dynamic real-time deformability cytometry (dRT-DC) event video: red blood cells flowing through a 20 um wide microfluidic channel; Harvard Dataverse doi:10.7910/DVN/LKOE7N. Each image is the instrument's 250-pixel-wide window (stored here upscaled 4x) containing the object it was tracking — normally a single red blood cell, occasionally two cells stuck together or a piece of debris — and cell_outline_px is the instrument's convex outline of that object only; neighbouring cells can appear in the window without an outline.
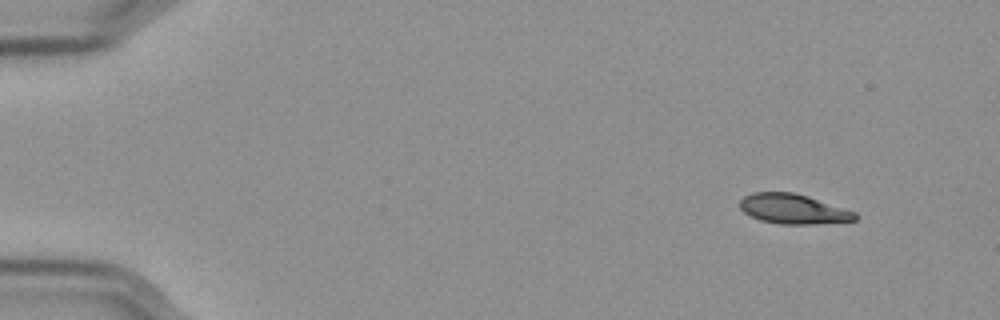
{"species": "Egyptian fruit bat (a non-hibernating species)", "species_latin": "Rousettus aegyptiacus", "temperature_condition": "cold", "stored_images_in_passage": 53, "camera_frame_rate_fps": 3000, "um_per_image_px": 0.085, "frame": {"image": 1, "passage_image": 1, "time_ms": 0.0, "image_size_px": [1000, 320], "cell_outline_px": [[860, 216], [856, 220], [812, 224], [780, 224], [760, 220], [744, 212], [740, 208], [740, 200], [744, 196], [752, 192], [792, 192], [808, 196], [856, 212]], "centroid_in_image_um": [67.43, 17.76], "position_along_channel_um": 17.6, "area_um2": 20.0}}
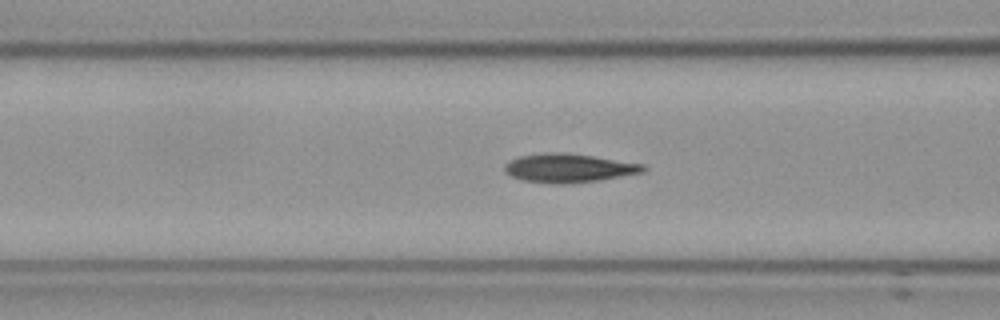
{"frame": {"image": 2, "passage_image": 19, "time_ms": 6.0, "image_size_px": [1000, 320], "cell_outline_px": [[648, 168], [644, 172], [596, 180], [568, 184], [552, 184], [524, 180], [512, 176], [504, 172], [504, 164], [520, 156], [544, 152], [560, 152], [592, 156], [644, 164]], "centroid_in_image_um": [48.33, 14.28], "position_along_channel_um": 118.3, "area_um2": 23.06}}
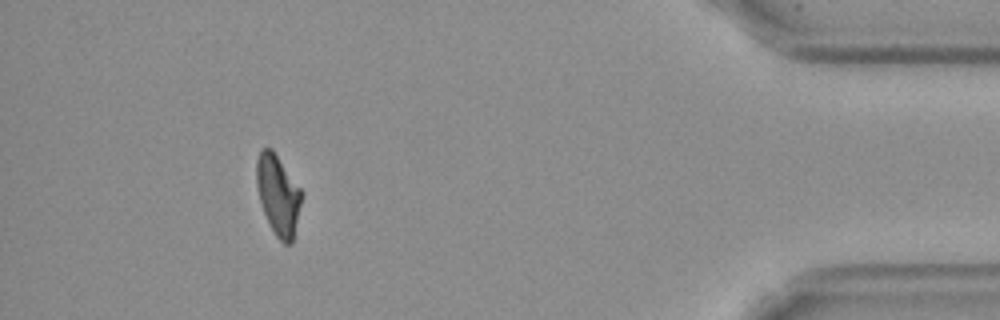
{"frame": {"image": 3, "passage_image": 48, "time_ms": 15.667, "image_size_px": [1000, 320], "cell_outline_px": [[300, 204], [292, 244], [284, 244], [276, 236], [264, 212], [260, 200], [256, 184], [256, 160], [260, 152], [264, 148], [272, 148], [300, 188]], "centroid_in_image_um": [23.61, 16.55], "position_along_channel_um": 411.6, "area_um2": 20.46}, "authors_computed_cell_mechanics": {"area_um2": 21.7906, "velocity_mm_per_s": 3.5735, "shape_relaxation_time_tau1_ms": 3.7451, "shape_relaxation_time_tau2_ms": 2.0825, "deformation_change_tau1": 0.1516, "deformation_change_tau2": 0.0771}}